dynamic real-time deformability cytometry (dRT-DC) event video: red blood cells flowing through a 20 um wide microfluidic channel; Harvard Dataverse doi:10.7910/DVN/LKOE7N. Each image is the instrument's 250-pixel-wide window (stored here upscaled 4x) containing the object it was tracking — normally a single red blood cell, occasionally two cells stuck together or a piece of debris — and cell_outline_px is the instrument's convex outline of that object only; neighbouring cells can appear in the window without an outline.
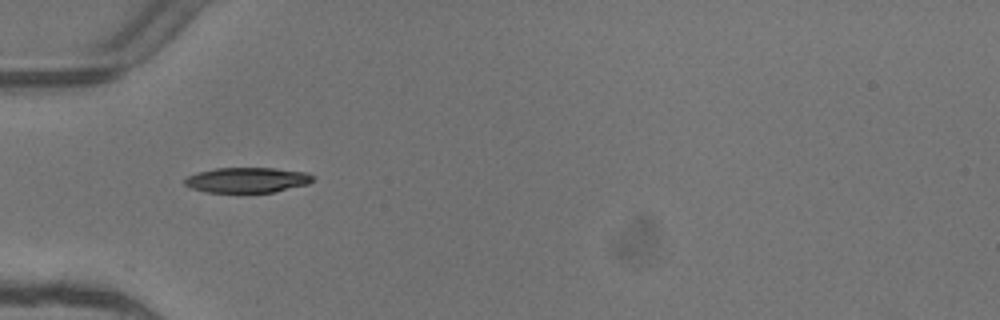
{"species": "common noctule bat (a hibernating species)", "species_latin": "Nyctalus noctula", "temperature_condition": "warm", "stored_images_in_passage": 5, "camera_frame_rate_fps": 3000, "um_per_image_px": 0.085, "animal": {"sex": "female"}, "frame": {"image": 1, "passage_image": 3, "time_ms": 0.667, "image_size_px": [1000, 320], "cell_outline_px": [[312, 180], [308, 184], [272, 192], [208, 192], [192, 188], [184, 184], [184, 180], [188, 176], [196, 172], [216, 168], [276, 168], [308, 172], [312, 176]], "centroid_in_image_um": [21.0, 15.29], "position_along_channel_um": 64.0, "area_um2": 18.73}}
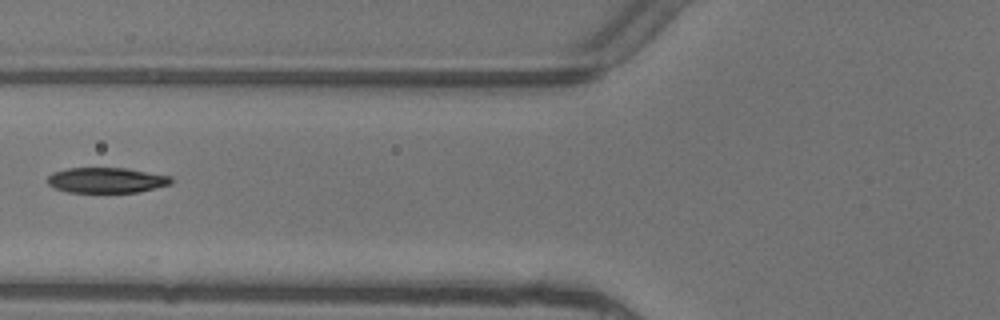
{"frame": {"image": 2, "passage_image": 4, "time_ms": 1.0, "image_size_px": [1000, 320], "cell_outline_px": [[172, 184], [136, 192], [68, 192], [56, 188], [48, 184], [48, 176], [52, 172], [68, 168], [128, 168], [172, 176]], "centroid_in_image_um": [9.07, 15.31], "position_along_channel_um": 116.7, "area_um2": 18.26}}
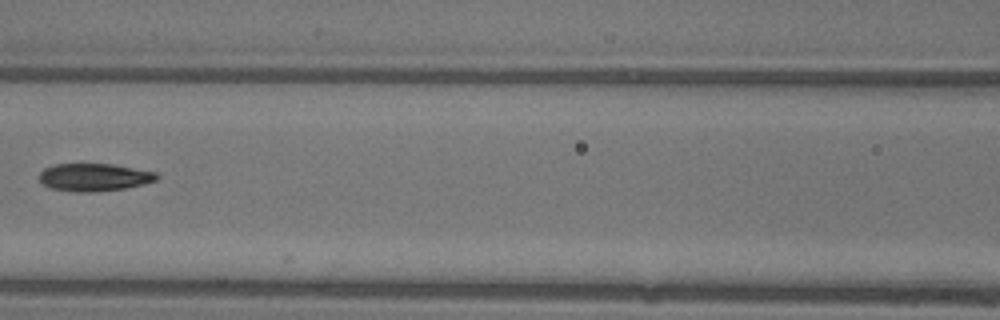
{"frame": {"image": 3, "passage_image": 5, "time_ms": 1.333, "image_size_px": [1000, 320], "cell_outline_px": [[160, 176], [156, 180], [124, 188], [92, 192], [76, 192], [52, 188], [44, 184], [40, 180], [40, 172], [44, 168], [52, 164], [112, 164], [156, 172]], "centroid_in_image_um": [7.99, 15.05], "position_along_channel_um": 158.6, "area_um2": 18.73}}